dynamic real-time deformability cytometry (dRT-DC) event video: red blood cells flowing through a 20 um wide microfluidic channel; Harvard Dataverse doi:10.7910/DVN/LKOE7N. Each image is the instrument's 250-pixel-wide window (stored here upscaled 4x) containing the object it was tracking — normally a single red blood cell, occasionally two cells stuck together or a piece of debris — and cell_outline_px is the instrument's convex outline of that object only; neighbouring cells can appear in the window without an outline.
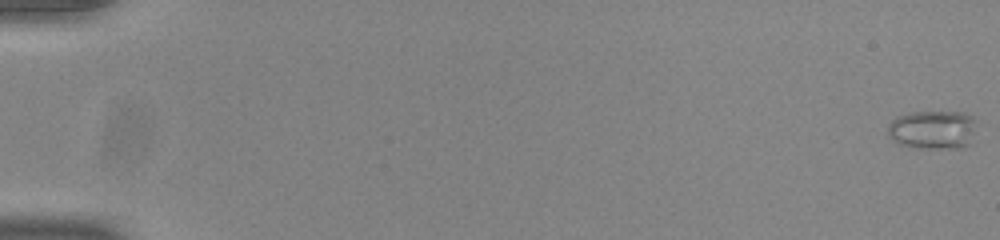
{"species": "common noctule bat (a hibernating species)", "species_latin": "Nyctalus noctula", "temperature_condition": "room temperature", "stored_images_in_passage": 55, "camera_frame_rate_fps": 3000, "um_per_image_px": 0.085, "animal": {"sex": "male", "body_mass_g": 20.0, "forearm_length_mm": 53.3}, "frame": {"image": 1, "passage_image": 1, "time_ms": 0.0, "image_size_px": [1000, 240], "cell_outline_px": [[976, 120], [968, 144], [960, 148], [916, 148], [900, 144], [892, 140], [888, 136], [888, 124], [896, 116], [912, 112], [964, 112], [972, 116]], "centroid_in_image_um": [79.23, 11.02], "position_along_channel_um": 5.8, "area_um2": 20.0}}
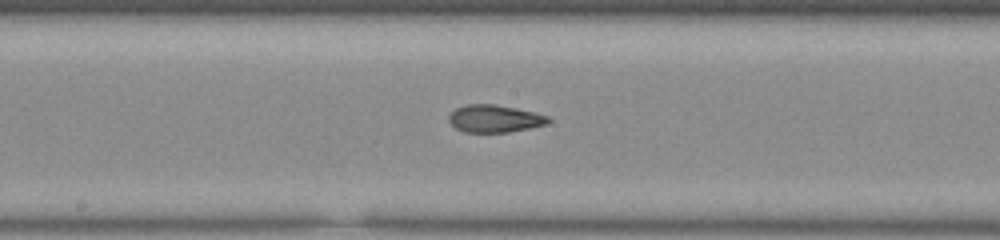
{"frame": {"image": 2, "passage_image": 31, "time_ms": 10.0, "image_size_px": [1000, 240], "cell_outline_px": [[552, 120], [548, 124], [532, 128], [508, 132], [464, 132], [456, 128], [448, 120], [448, 116], [456, 108], [468, 104], [496, 104], [536, 112], [548, 116]], "centroid_in_image_um": [42.09, 10.08], "position_along_channel_um": 206.1, "area_um2": 16.07}}
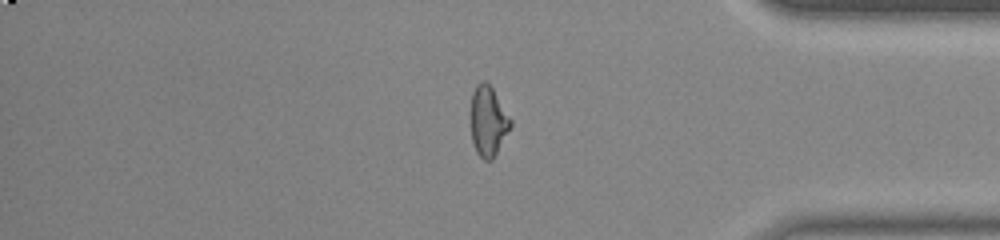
{"frame": {"image": 3, "passage_image": 47, "time_ms": 15.333, "image_size_px": [1000, 240], "cell_outline_px": [[512, 124], [492, 160], [484, 160], [476, 152], [472, 140], [468, 116], [472, 92], [476, 84], [480, 80], [484, 80], [492, 88], [512, 120]], "centroid_in_image_um": [41.43, 10.26], "position_along_channel_um": 393.8, "area_um2": 16.59}, "authors_computed_cell_mechanics": {"area_um2": 16.5886, "velocity_mm_per_s": 3.8856, "shape_relaxation_time_tau1_ms": null, "shape_relaxation_time_tau2_ms": 1.738, "deformation_change_tau1": null, "deformation_change_tau2": 0.0794}}